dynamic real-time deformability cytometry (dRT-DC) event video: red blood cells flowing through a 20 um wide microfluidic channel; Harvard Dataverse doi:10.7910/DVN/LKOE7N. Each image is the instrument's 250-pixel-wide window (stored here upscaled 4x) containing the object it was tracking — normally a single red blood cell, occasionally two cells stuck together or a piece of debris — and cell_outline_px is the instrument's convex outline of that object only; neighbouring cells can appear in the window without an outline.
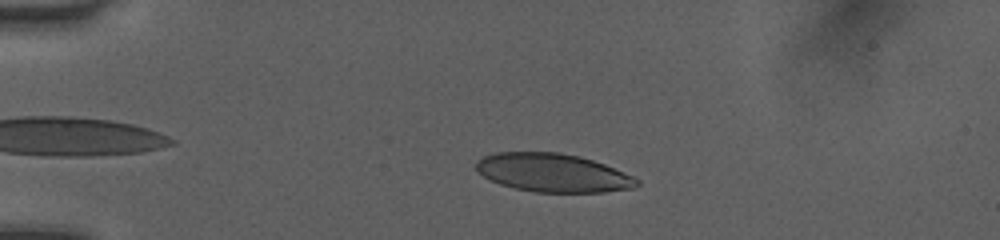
{"species": "human", "species_latin": "Homo sapiens", "temperature_condition": "room temperature", "stored_images_in_passage": 50, "camera_frame_rate_fps": 3000, "um_per_image_px": 0.085, "donor": {"sex": "female"}, "frame": {"image": 1, "passage_image": 11, "time_ms": 3.333, "image_size_px": [1000, 240], "cell_outline_px": [[640, 184], [636, 188], [604, 192], [536, 192], [516, 188], [500, 184], [484, 176], [476, 168], [476, 160], [484, 156], [496, 152], [560, 152], [580, 156], [604, 164], [632, 176], [640, 180]], "centroid_in_image_um": [47.02, 14.68], "position_along_channel_um": 38.0, "area_um2": 35.89}}
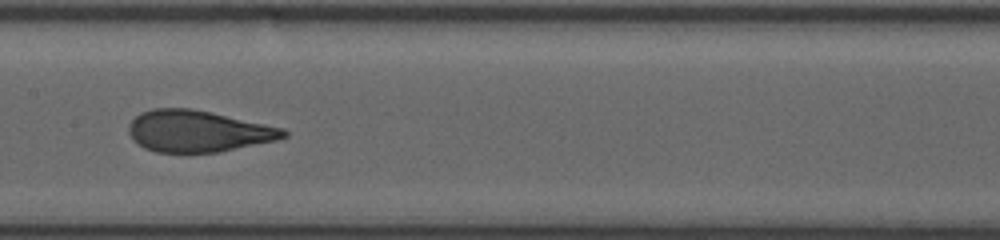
{"frame": {"image": 2, "passage_image": 26, "time_ms": 8.333, "image_size_px": [1000, 240], "cell_outline_px": [[288, 136], [276, 140], [220, 152], [156, 152], [144, 148], [132, 140], [128, 132], [128, 124], [140, 112], [152, 108], [192, 108], [284, 128], [288, 132]], "centroid_in_image_um": [16.8, 11.15], "position_along_channel_um": 190.6, "area_um2": 37.57}}
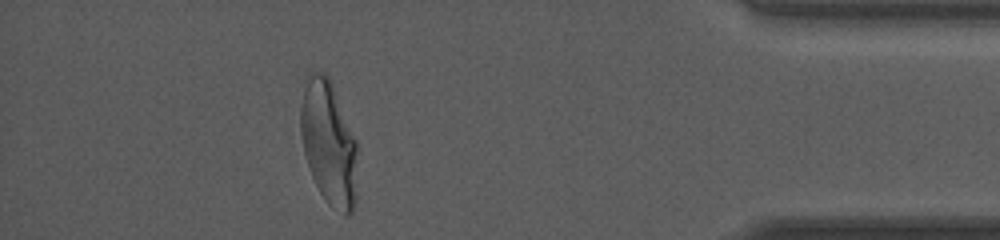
{"frame": {"image": 3, "passage_image": 45, "time_ms": 14.667, "image_size_px": [1000, 240], "cell_outline_px": [[360, 148], [356, 204], [352, 212], [348, 216], [344, 216], [332, 208], [324, 200], [312, 176], [304, 152], [300, 132], [300, 108], [304, 88], [308, 72], [328, 72], [360, 144]], "centroid_in_image_um": [28.02, 12.17], "position_along_channel_um": 407.2, "area_um2": 43.06}, "authors_computed_cell_mechanics": {"area_um2": 37.4833, "velocity_mm_per_s": 4.0682, "shape_relaxation_time_tau1_ms": 5.9645, "shape_relaxation_time_tau2_ms": null, "deformation_change_tau1": 0.2335, "deformation_change_tau2": null}}